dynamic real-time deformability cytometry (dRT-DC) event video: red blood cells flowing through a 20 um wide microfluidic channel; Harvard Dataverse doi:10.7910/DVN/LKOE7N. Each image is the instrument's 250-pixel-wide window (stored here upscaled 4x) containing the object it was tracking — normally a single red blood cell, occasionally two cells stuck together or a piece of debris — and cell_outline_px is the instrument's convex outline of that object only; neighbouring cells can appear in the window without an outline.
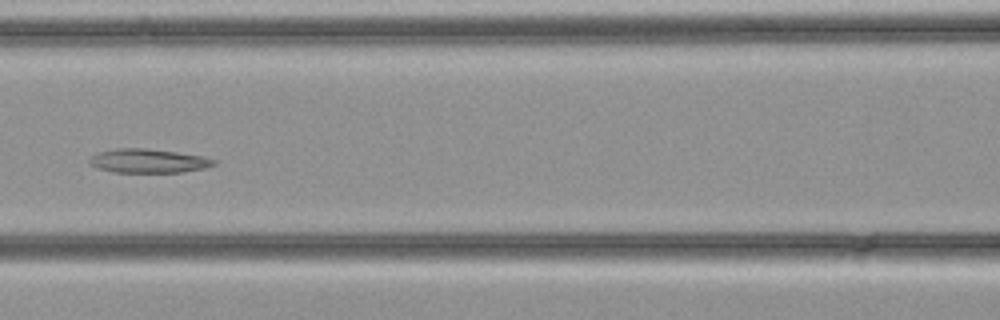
{"species": "common noctule bat (a hibernating species)", "species_latin": "Nyctalus noctula", "temperature_condition": "cold", "stored_images_in_passage": 28, "camera_frame_rate_fps": 3000, "um_per_image_px": 0.085, "animal": {"sex": "female", "body_mass_g": 21.9}, "frame": {"image": 1, "passage_image": 8, "time_ms": 2.333, "image_size_px": [1000, 320], "cell_outline_px": [[216, 164], [204, 168], [180, 172], [116, 172], [100, 168], [88, 164], [88, 160], [92, 156], [100, 152], [116, 148], [148, 148], [204, 156], [216, 160]], "centroid_in_image_um": [12.62, 13.67], "position_along_channel_um": 154.0, "area_um2": 17.22}}
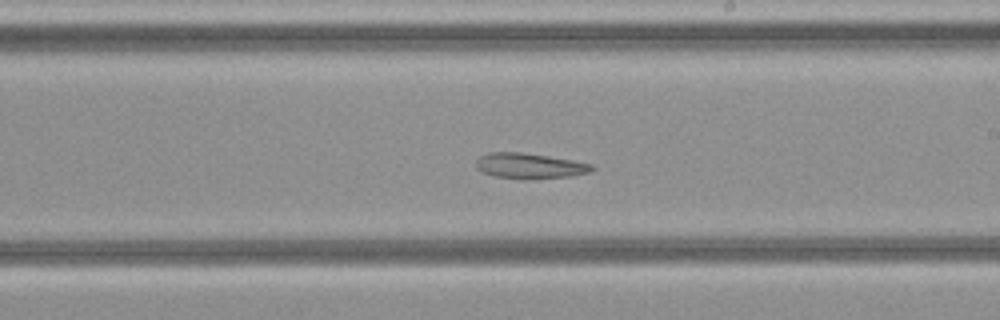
{"frame": {"image": 2, "passage_image": 13, "time_ms": 4.0, "image_size_px": [1000, 320], "cell_outline_px": [[596, 168], [588, 172], [572, 176], [524, 180], [496, 176], [480, 172], [476, 168], [476, 160], [480, 156], [488, 152], [524, 152], [572, 160], [592, 164]], "centroid_in_image_um": [44.99, 14.1], "position_along_channel_um": 244.0, "area_um2": 17.4}}
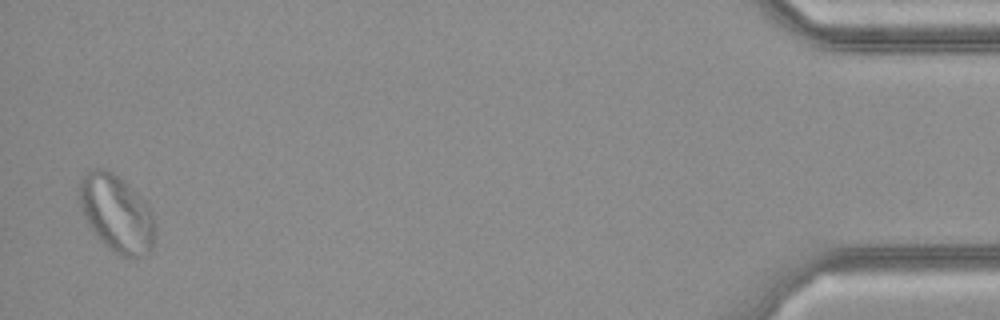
{"frame": {"image": 3, "passage_image": 28, "time_ms": 9.0, "image_size_px": [1000, 320], "cell_outline_px": [[152, 248], [144, 256], [124, 256], [108, 248], [92, 232], [84, 216], [80, 204], [80, 184], [84, 176], [92, 168], [104, 168], [112, 172], [136, 192], [148, 204], [152, 216]], "centroid_in_image_um": [9.88, 18.13], "position_along_channel_um": 425.3, "area_um2": 33.12}}